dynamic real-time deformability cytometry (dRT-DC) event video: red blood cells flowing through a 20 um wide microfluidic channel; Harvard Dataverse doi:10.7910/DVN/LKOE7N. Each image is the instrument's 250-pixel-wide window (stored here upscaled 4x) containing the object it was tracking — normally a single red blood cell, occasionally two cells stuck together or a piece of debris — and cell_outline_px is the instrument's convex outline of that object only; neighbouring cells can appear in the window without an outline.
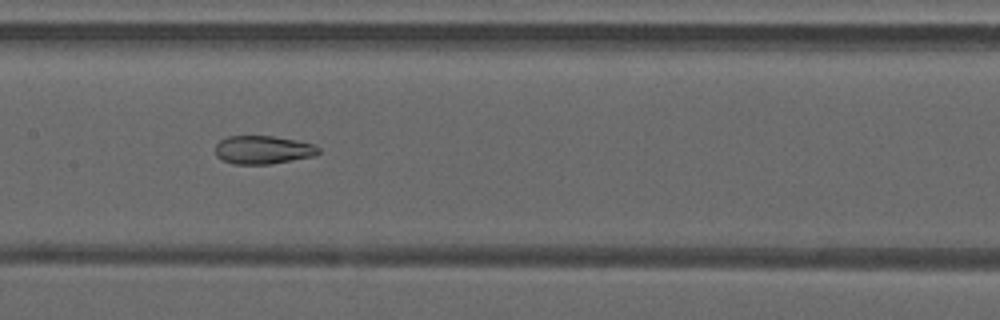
{"species": "common noctule bat (a hibernating species)", "species_latin": "Nyctalus noctula", "temperature_condition": "warm", "stored_images_in_passage": 43, "camera_frame_rate_fps": 3000, "um_per_image_px": 0.085, "animal": {"sex": "male", "forearm_length_mm": 52.5}, "frame": {"image": 1, "passage_image": 19, "time_ms": 6.0, "image_size_px": [1000, 320], "cell_outline_px": [[320, 152], [312, 156], [292, 160], [268, 164], [232, 164], [216, 156], [216, 144], [220, 140], [228, 136], [272, 136], [296, 140], [316, 144], [320, 148]], "centroid_in_image_um": [22.36, 12.73], "position_along_channel_um": 185.0, "area_um2": 16.99}}
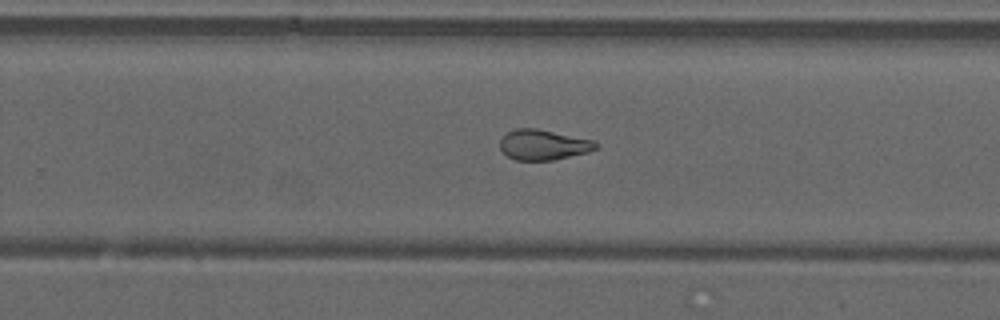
{"frame": {"image": 2, "passage_image": 26, "time_ms": 8.333, "image_size_px": [1000, 320], "cell_outline_px": [[600, 144], [596, 148], [588, 152], [552, 160], [516, 160], [508, 156], [500, 148], [500, 140], [508, 132], [516, 128], [536, 128], [592, 140]], "centroid_in_image_um": [46.18, 12.3], "position_along_channel_um": 283.6, "area_um2": 16.7}}
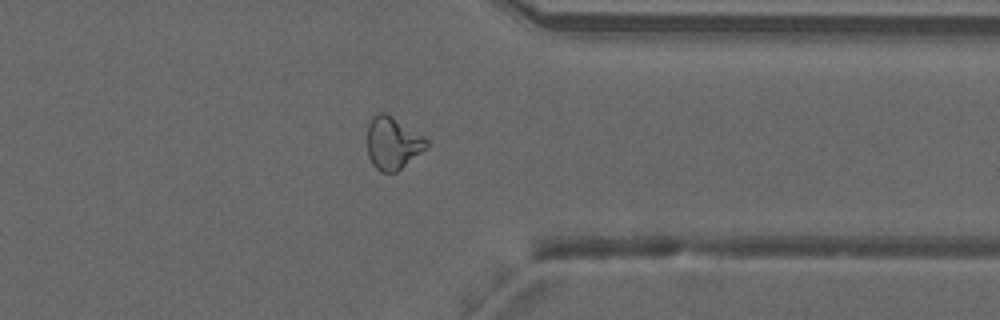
{"frame": {"image": 3, "passage_image": 33, "time_ms": 10.667, "image_size_px": [1000, 320], "cell_outline_px": [[428, 148], [396, 172], [380, 172], [372, 164], [368, 156], [368, 124], [372, 116], [376, 112], [384, 112], [392, 116], [424, 136], [428, 140]], "centroid_in_image_um": [33.39, 12.16], "position_along_channel_um": 378.0, "area_um2": 18.26}, "authors_computed_cell_mechanics": {"area_um2": 18.6694, "velocity_mm_per_s": 4.2442, "shape_relaxation_time_tau1_ms": null, "shape_relaxation_time_tau2_ms": 1.3382, "deformation_change_tau1": null, "deformation_change_tau2": 0.0825}}